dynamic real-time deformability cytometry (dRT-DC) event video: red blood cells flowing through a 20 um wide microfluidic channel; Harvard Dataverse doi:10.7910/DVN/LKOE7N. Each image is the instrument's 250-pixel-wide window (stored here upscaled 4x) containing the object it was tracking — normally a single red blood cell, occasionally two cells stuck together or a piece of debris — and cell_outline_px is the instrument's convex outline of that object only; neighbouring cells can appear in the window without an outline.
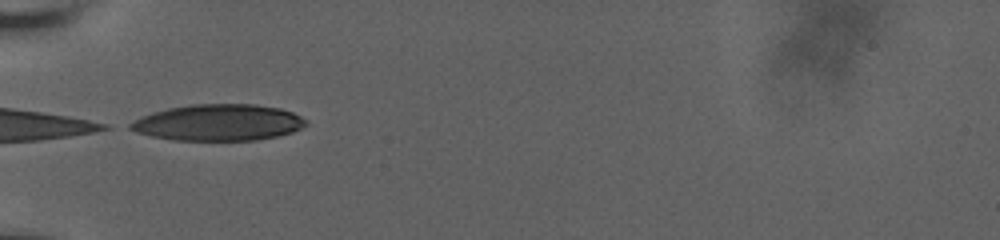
{"species": "human", "species_latin": "Homo sapiens", "temperature_condition": "room temperature", "stored_images_in_passage": 44, "camera_frame_rate_fps": 3000, "um_per_image_px": 0.085, "donor": {"sex": "male"}, "frame": {"image": 1, "passage_image": 1, "time_ms": 0.0, "image_size_px": [1000, 240], "cell_outline_px": [[308, 124], [292, 132], [276, 136], [256, 140], [176, 140], [152, 136], [136, 132], [128, 128], [128, 124], [140, 116], [152, 112], [168, 108], [192, 104], [256, 104], [280, 108], [292, 112], [300, 116]], "centroid_in_image_um": [18.53, 10.41], "position_along_channel_um": 66.5, "area_um2": 37.17}}
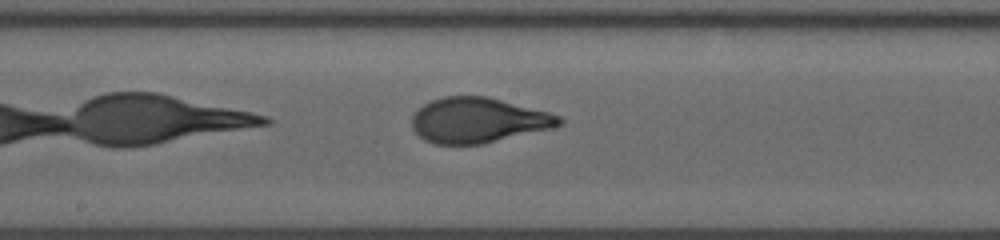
{"frame": {"image": 2, "passage_image": 17, "time_ms": 4.0, "image_size_px": [1000, 240], "cell_outline_px": [[564, 124], [552, 128], [480, 144], [436, 144], [424, 140], [412, 128], [412, 116], [424, 104], [432, 100], [444, 96], [488, 96], [548, 112], [560, 116], [564, 120]], "centroid_in_image_um": [40.65, 10.21], "position_along_channel_um": 207.6, "area_um2": 38.55}}
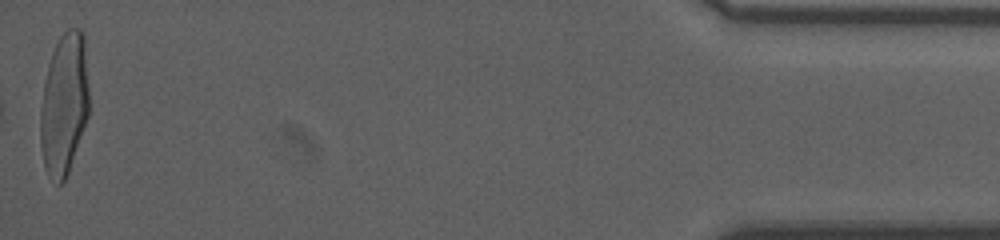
{"frame": {"image": 3, "passage_image": 44, "time_ms": 12.333, "image_size_px": [1000, 240], "cell_outline_px": [[88, 116], [68, 172], [64, 180], [60, 184], [48, 176], [44, 164], [40, 144], [40, 112], [44, 84], [52, 52], [60, 36], [68, 28], [80, 28], [84, 32], [88, 88]], "centroid_in_image_um": [5.45, 8.82], "position_along_channel_um": 429.7, "area_um2": 39.94}, "authors_computed_cell_mechanics": {"area_um2": 38.7549, "velocity_mm_per_s": 3.6526, "shape_relaxation_time_tau1_ms": 4.1855, "shape_relaxation_time_tau2_ms": null, "deformation_change_tau1": 0.2213, "deformation_change_tau2": null}}